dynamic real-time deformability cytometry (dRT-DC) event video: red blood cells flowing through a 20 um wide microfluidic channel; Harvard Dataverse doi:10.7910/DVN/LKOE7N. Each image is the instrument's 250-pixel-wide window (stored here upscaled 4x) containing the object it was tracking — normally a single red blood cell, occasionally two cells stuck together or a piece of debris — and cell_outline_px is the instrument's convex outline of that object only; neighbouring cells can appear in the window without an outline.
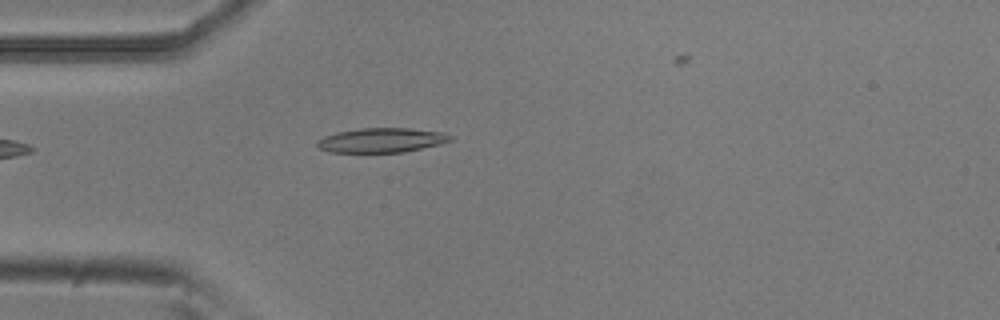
{"species": "common noctule bat (a hibernating species)", "species_latin": "Nyctalus noctula", "temperature_condition": "room temperature", "stored_images_in_passage": 2, "camera_frame_rate_fps": 3000, "um_per_image_px": 0.085, "animal": {"sex": "male", "body_mass_g": 20.5, "forearm_length_mm": 52.5}, "frame": {"image": 1, "passage_image": 1, "time_ms": 0.0, "image_size_px": [1000, 320], "cell_outline_px": [[452, 140], [440, 144], [404, 152], [332, 152], [320, 148], [316, 144], [316, 140], [324, 136], [336, 132], [360, 128], [408, 128], [444, 132], [452, 136]], "centroid_in_image_um": [32.44, 11.91], "position_along_channel_um": 52.6, "area_um2": 19.02}}